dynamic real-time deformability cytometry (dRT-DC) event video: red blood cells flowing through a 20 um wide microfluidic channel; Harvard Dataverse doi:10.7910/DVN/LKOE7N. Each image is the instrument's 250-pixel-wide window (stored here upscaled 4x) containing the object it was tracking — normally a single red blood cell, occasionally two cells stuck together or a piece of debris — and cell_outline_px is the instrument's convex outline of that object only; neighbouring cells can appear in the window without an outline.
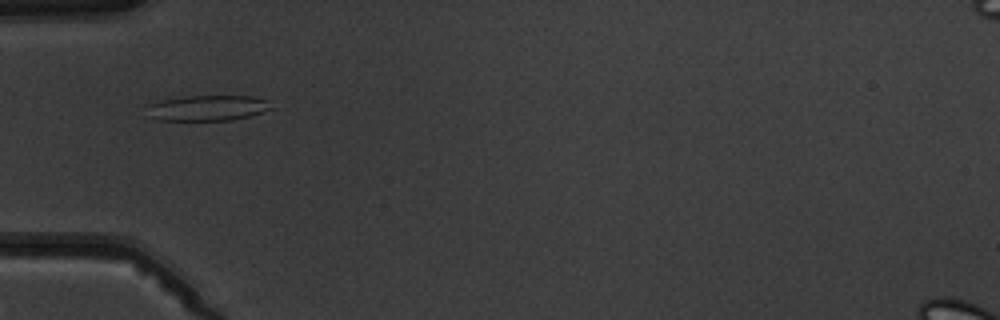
{"species": "common noctule bat (a hibernating species)", "species_latin": "Nyctalus noctula", "temperature_condition": "warm", "stored_images_in_passage": 9, "camera_frame_rate_fps": 3000, "um_per_image_px": 0.085, "animal": {"sex": "male", "body_mass_g": 19.5, "forearm_length_mm": 54.6}, "frame": {"image": 1, "passage_image": 6, "time_ms": 5.667, "image_size_px": [1000, 320], "cell_outline_px": [[276, 108], [248, 116], [232, 120], [160, 120], [152, 116], [148, 104], [160, 100], [184, 96], [252, 96], [272, 100]], "centroid_in_image_um": [17.79, 9.16], "position_along_channel_um": 67.2, "area_um2": 18.55}}
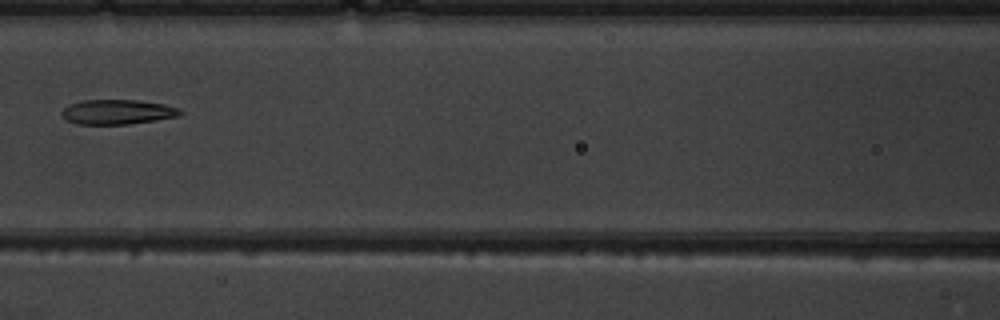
{"frame": {"image": 2, "passage_image": 8, "time_ms": 8.0, "image_size_px": [1000, 320], "cell_outline_px": [[184, 112], [180, 116], [156, 120], [128, 124], [76, 124], [60, 116], [60, 112], [68, 104], [84, 100], [136, 100], [164, 104], [180, 108]], "centroid_in_image_um": [9.99, 9.51], "position_along_channel_um": 156.6, "area_um2": 17.22}}
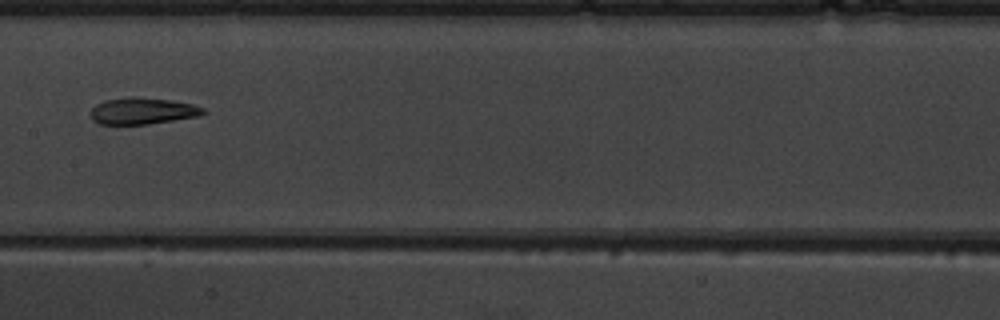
{"frame": {"image": 3, "passage_image": 9, "time_ms": 9.0, "image_size_px": [1000, 320], "cell_outline_px": [[208, 112], [200, 116], [148, 124], [100, 124], [92, 120], [92, 108], [96, 104], [104, 100], [172, 100], [192, 104], [204, 108]], "centroid_in_image_um": [12.18, 9.49], "position_along_channel_um": 195.2, "area_um2": 16.53}}